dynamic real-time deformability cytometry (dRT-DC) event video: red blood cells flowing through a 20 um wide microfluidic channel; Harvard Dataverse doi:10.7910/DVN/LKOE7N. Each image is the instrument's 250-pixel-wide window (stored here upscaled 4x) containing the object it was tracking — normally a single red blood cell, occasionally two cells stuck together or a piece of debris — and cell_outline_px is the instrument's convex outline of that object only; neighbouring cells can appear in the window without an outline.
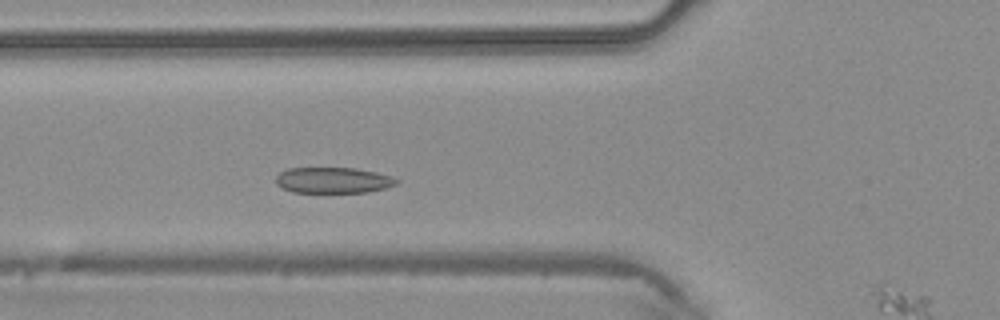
{"species": "common noctule bat (a hibernating species)", "species_latin": "Nyctalus noctula", "temperature_condition": "warm", "stored_images_in_passage": 11, "segment_of_instrument_passage": [1, 2], "camera_frame_rate_fps": 3000, "um_per_image_px": 0.085, "animal": {"sex": "male", "body_mass_g": 20.4}, "frame": {"image": 1, "passage_image": 10, "time_ms": 3.0, "image_size_px": [1000, 320], "cell_outline_px": [[400, 180], [396, 184], [384, 188], [368, 192], [292, 192], [276, 184], [276, 176], [280, 172], [288, 168], [356, 168], [376, 172], [392, 176]], "centroid_in_image_um": [28.33, 15.31], "position_along_channel_um": 97.5, "area_um2": 18.15}}